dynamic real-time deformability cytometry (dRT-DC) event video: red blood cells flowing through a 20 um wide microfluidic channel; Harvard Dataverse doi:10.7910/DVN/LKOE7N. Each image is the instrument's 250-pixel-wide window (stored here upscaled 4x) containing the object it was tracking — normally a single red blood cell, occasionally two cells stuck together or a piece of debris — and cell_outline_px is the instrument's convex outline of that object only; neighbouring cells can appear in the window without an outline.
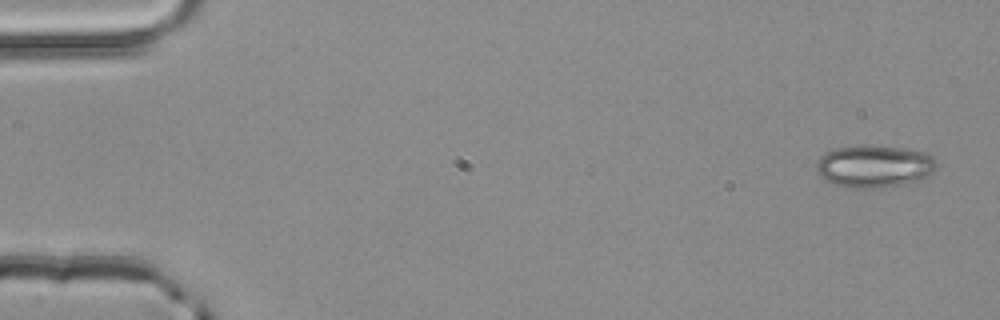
{"species": "common noctule bat (a hibernating species)", "species_latin": "Nyctalus noctula", "temperature_condition": "room temperature", "stored_images_in_passage": 3, "camera_frame_rate_fps": 3000, "um_per_image_px": 0.085, "animal": {"sex": "male", "body_mass_g": 20.4}, "frame": {"image": 1, "passage_image": 1, "time_ms": 0.0, "image_size_px": [1000, 320], "cell_outline_px": [[936, 168], [928, 176], [920, 180], [904, 184], [876, 188], [856, 188], [836, 184], [824, 180], [816, 172], [816, 164], [820, 156], [824, 152], [836, 148], [864, 144], [904, 148], [924, 152], [932, 156], [936, 160]], "centroid_in_image_um": [74.3, 14.12], "position_along_channel_um": 10.7, "area_um2": 29.94}}